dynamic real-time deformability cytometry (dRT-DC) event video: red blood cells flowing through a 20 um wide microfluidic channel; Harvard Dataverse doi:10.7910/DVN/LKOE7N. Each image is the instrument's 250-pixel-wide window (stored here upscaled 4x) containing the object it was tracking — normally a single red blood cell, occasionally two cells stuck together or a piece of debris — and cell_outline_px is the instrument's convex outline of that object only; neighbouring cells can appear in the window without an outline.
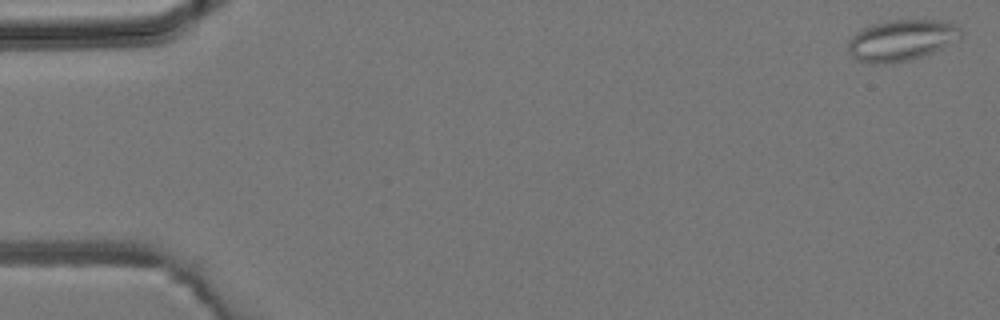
{"species": "common noctule bat (a hibernating species)", "species_latin": "Nyctalus noctula", "temperature_condition": "room temperature", "stored_images_in_passage": 4, "camera_frame_rate_fps": 3000, "um_per_image_px": 0.085, "animal": {"sex": "male", "body_mass_g": 19.2, "forearm_length_mm": 51.8}, "frame": {"image": 1, "passage_image": 1, "time_ms": 0.0, "image_size_px": [1000, 320], "cell_outline_px": [[964, 32], [960, 40], [932, 52], [908, 60], [880, 64], [872, 64], [856, 60], [848, 52], [848, 40], [856, 32], [872, 24], [888, 20], [944, 20], [956, 24]], "centroid_in_image_um": [76.65, 3.41], "position_along_channel_um": 8.4, "area_um2": 27.22}}